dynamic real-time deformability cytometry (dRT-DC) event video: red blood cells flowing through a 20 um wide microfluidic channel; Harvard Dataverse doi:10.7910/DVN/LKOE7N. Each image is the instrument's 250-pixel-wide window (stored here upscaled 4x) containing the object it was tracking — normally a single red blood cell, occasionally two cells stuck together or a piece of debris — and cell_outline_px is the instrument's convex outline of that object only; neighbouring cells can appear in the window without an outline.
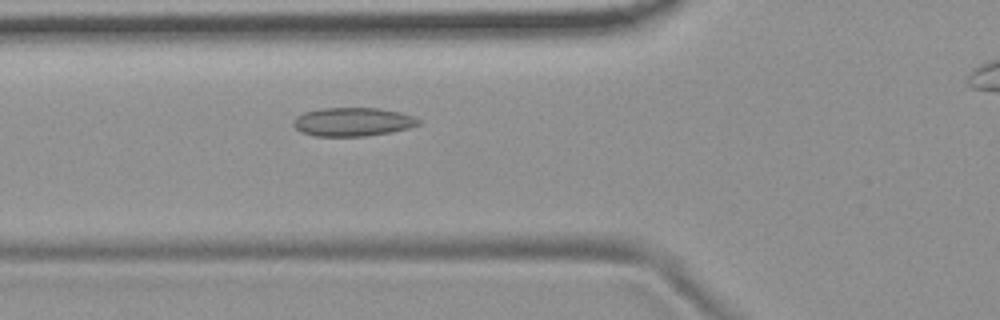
{"species": "common noctule bat (a hibernating species)", "species_latin": "Nyctalus noctula", "temperature_condition": "room temperature", "stored_images_in_passage": 41, "camera_frame_rate_fps": 3000, "um_per_image_px": 0.085, "animal": {"sex": "female", "body_mass_g": 19.9}, "frame": {"image": 1, "passage_image": 12, "time_ms": 3.667, "image_size_px": [1000, 320], "cell_outline_px": [[420, 124], [408, 128], [392, 132], [364, 136], [316, 136], [300, 132], [292, 124], [292, 120], [296, 116], [304, 112], [320, 108], [380, 108], [400, 112], [412, 116], [420, 120]], "centroid_in_image_um": [29.95, 10.35], "position_along_channel_um": 95.8, "area_um2": 20.98}}
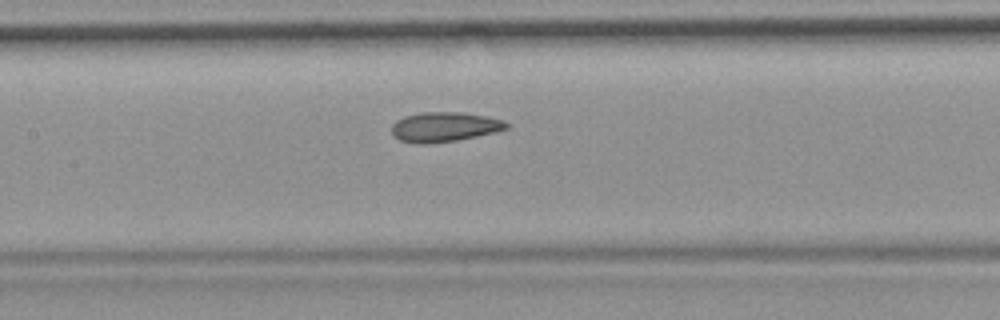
{"frame": {"image": 2, "passage_image": 18, "time_ms": 5.667, "image_size_px": [1000, 320], "cell_outline_px": [[508, 128], [496, 132], [456, 140], [428, 144], [416, 144], [400, 140], [392, 132], [392, 124], [396, 120], [404, 116], [420, 112], [460, 112], [484, 116], [500, 120], [508, 124]], "centroid_in_image_um": [37.73, 10.79], "position_along_channel_um": 169.7, "area_um2": 19.71}}
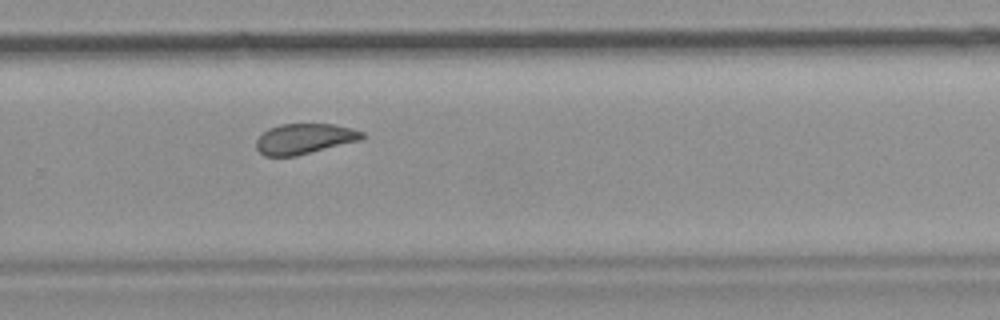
{"frame": {"image": 3, "passage_image": 29, "time_ms": 9.333, "image_size_px": [1000, 320], "cell_outline_px": [[368, 136], [360, 140], [296, 156], [264, 156], [256, 148], [256, 140], [268, 128], [280, 124], [332, 124], [352, 128], [364, 132]], "centroid_in_image_um": [25.89, 11.79], "position_along_channel_um": 303.9, "area_um2": 18.79}}